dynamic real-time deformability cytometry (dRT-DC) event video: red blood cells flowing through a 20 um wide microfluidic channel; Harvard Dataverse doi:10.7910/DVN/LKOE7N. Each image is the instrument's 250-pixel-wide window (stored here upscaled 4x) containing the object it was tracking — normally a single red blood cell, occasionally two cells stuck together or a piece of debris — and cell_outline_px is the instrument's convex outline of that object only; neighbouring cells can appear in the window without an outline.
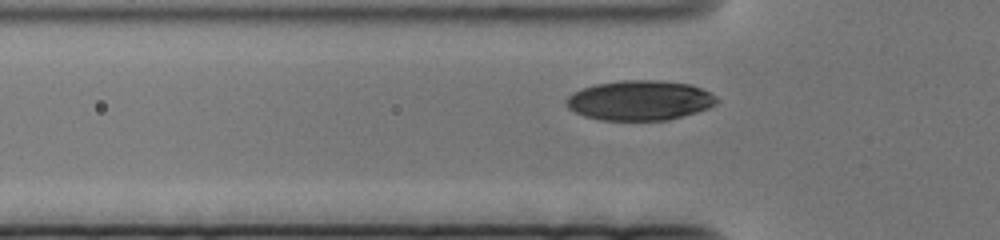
{"species": "human", "species_latin": "Homo sapiens", "temperature_condition": "cold", "stored_images_in_passage": 55, "camera_frame_rate_fps": 3000, "um_per_image_px": 0.085, "donor": {"sex": "female"}, "frame": {"image": 1, "passage_image": 14, "time_ms": 4.333, "image_size_px": [1000, 240], "cell_outline_px": [[716, 104], [708, 108], [696, 112], [668, 120], [600, 120], [584, 116], [568, 108], [564, 104], [564, 100], [572, 92], [596, 84], [620, 80], [656, 80], [692, 84], [716, 96]], "centroid_in_image_um": [54.34, 8.53], "position_along_channel_um": 71.5, "area_um2": 34.97}}
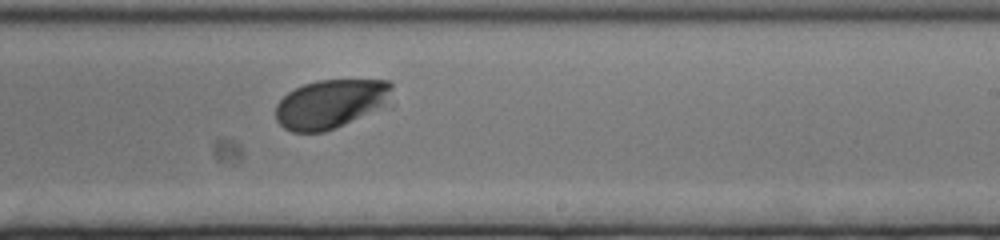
{"frame": {"image": 2, "passage_image": 37, "time_ms": 12.0, "image_size_px": [1000, 240], "cell_outline_px": [[392, 88], [384, 100], [380, 104], [344, 124], [336, 128], [324, 132], [292, 132], [284, 128], [276, 120], [276, 104], [288, 92], [304, 84], [316, 80], [388, 80], [392, 84]], "centroid_in_image_um": [27.97, 8.82], "position_along_channel_um": 261.0, "area_um2": 32.02}}
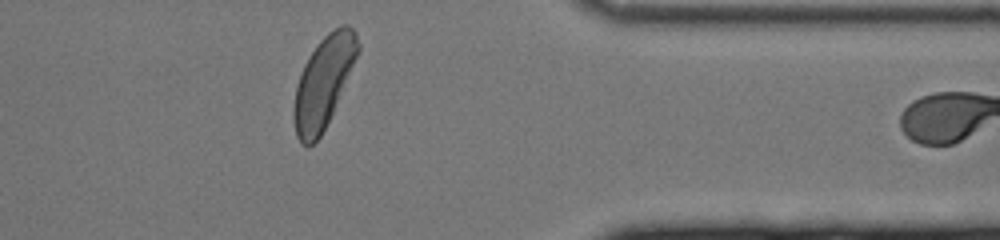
{"frame": {"image": 3, "passage_image": 54, "time_ms": 17.667, "image_size_px": [1000, 240], "cell_outline_px": [[360, 52], [332, 112], [320, 136], [308, 148], [300, 144], [296, 136], [292, 120], [292, 112], [296, 84], [300, 72], [308, 56], [320, 40], [328, 32], [340, 24], [348, 24], [356, 32], [360, 44]], "centroid_in_image_um": [27.48, 6.97], "position_along_channel_um": 383.9, "area_um2": 34.28}}